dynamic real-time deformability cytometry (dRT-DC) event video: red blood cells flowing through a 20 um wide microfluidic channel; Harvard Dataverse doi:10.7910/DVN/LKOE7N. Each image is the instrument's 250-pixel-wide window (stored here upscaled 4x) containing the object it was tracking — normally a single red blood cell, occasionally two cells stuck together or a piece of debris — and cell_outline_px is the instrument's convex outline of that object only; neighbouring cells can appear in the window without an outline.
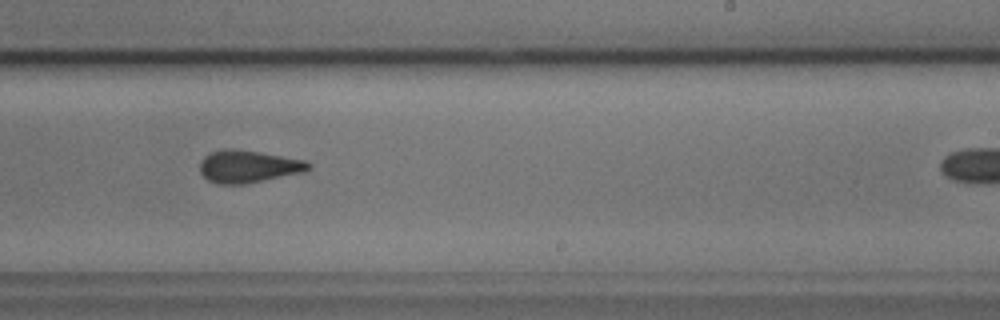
{"species": "common noctule bat (a hibernating species)", "species_latin": "Nyctalus noctula", "temperature_condition": "cold", "stored_images_in_passage": 20, "camera_frame_rate_fps": 3000, "um_per_image_px": 0.085, "animal": {"sex": "male", "body_mass_g": 17.9, "forearm_length_mm": 54.2}, "frame": {"image": 1, "passage_image": 17, "time_ms": 5.333, "image_size_px": [1000, 320], "cell_outline_px": [[312, 168], [304, 172], [244, 184], [216, 184], [208, 180], [200, 172], [200, 160], [204, 156], [212, 152], [224, 148], [236, 148], [308, 160], [312, 164]], "centroid_in_image_um": [21.13, 14.14], "position_along_channel_um": 267.9, "area_um2": 20.81}}